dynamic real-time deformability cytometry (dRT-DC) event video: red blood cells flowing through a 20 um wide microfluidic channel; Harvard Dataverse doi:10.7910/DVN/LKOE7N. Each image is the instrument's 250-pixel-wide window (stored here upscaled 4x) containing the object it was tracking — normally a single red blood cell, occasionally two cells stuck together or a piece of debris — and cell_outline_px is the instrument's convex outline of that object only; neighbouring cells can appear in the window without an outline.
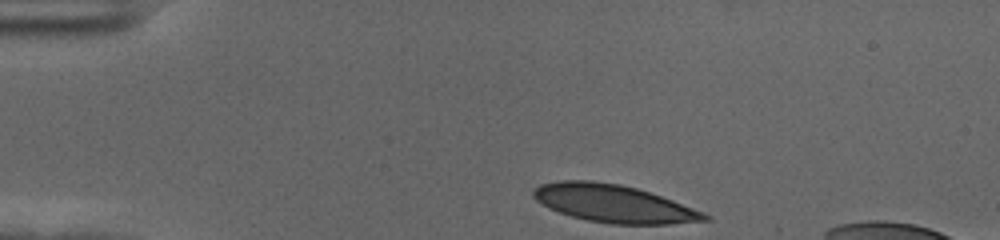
{"species": "human", "species_latin": "Homo sapiens", "temperature_condition": "cold", "stored_images_in_passage": 38, "camera_frame_rate_fps": 3000, "um_per_image_px": 0.085, "donor": {"sex": "female"}, "frame": {"image": 1, "passage_image": 1, "time_ms": 0.0, "image_size_px": [1000, 240], "cell_outline_px": [[712, 220], [668, 224], [612, 224], [588, 220], [572, 216], [548, 208], [536, 200], [532, 196], [532, 192], [540, 184], [560, 180], [592, 180], [620, 184], [636, 188], [672, 200], [704, 212], [712, 216]], "centroid_in_image_um": [52.17, 17.3], "position_along_channel_um": 32.8, "area_um2": 37.51}}
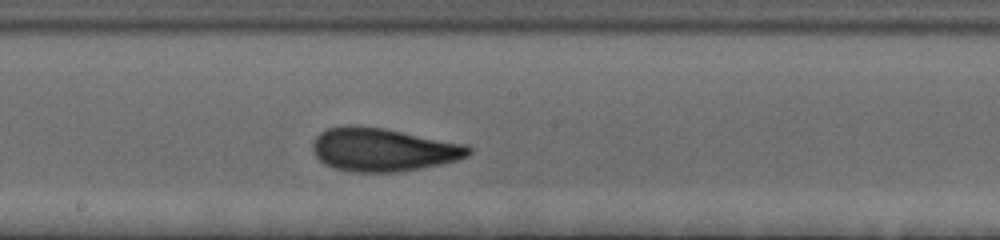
{"frame": {"image": 2, "passage_image": 21, "time_ms": 6.667, "image_size_px": [1000, 240], "cell_outline_px": [[472, 152], [468, 156], [456, 160], [440, 164], [420, 168], [396, 172], [352, 172], [332, 168], [324, 164], [316, 156], [312, 148], [312, 140], [320, 132], [328, 128], [344, 124], [360, 124], [384, 128], [468, 144], [472, 148]], "centroid_in_image_um": [32.54, 12.7], "position_along_channel_um": 215.7, "area_um2": 39.94}}
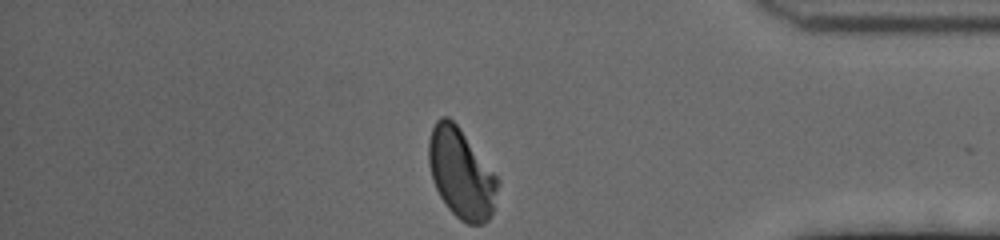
{"frame": {"image": 3, "passage_image": 38, "time_ms": 12.333, "image_size_px": [1000, 240], "cell_outline_px": [[500, 180], [492, 212], [488, 220], [484, 224], [468, 224], [460, 220], [448, 208], [440, 196], [432, 180], [428, 164], [428, 140], [432, 128], [436, 120], [440, 116], [448, 116], [460, 128]], "centroid_in_image_um": [39.18, 14.73], "position_along_channel_um": 396.0, "area_um2": 36.13}, "authors_computed_cell_mechanics": {"area_um2": 38.0902, "velocity_mm_per_s": 3.5951, "shape_relaxation_time_tau1_ms": 4.9371, "shape_relaxation_time_tau2_ms": 1.3222, "deformation_change_tau1": 0.1639, "deformation_change_tau2": 0.0598}}